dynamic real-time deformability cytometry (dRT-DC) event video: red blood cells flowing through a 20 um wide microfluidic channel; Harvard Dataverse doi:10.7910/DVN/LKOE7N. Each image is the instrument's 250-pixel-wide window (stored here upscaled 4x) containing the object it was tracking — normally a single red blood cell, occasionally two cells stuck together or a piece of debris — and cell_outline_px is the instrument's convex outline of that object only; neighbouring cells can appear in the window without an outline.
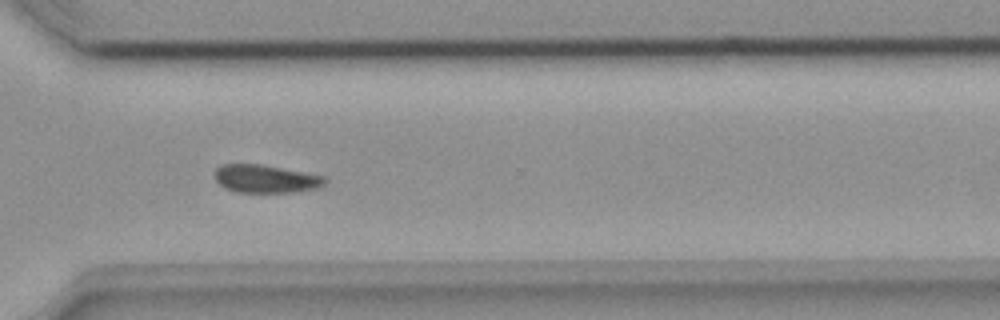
{"species": "common noctule bat (a hibernating species)", "species_latin": "Nyctalus noctula", "temperature_condition": "room temperature", "stored_images_in_passage": 48, "camera_frame_rate_fps": 3000, "um_per_image_px": 0.085, "animal": {"sex": "female", "body_mass_g": 18.4}, "frame": {"image": 1, "passage_image": 35, "time_ms": 11.333, "image_size_px": [1000, 320], "cell_outline_px": [[328, 180], [324, 184], [316, 188], [292, 192], [236, 192], [224, 188], [216, 180], [216, 168], [220, 164], [264, 164], [324, 176]], "centroid_in_image_um": [22.58, 15.19], "position_along_channel_um": 348.0, "area_um2": 17.98}}